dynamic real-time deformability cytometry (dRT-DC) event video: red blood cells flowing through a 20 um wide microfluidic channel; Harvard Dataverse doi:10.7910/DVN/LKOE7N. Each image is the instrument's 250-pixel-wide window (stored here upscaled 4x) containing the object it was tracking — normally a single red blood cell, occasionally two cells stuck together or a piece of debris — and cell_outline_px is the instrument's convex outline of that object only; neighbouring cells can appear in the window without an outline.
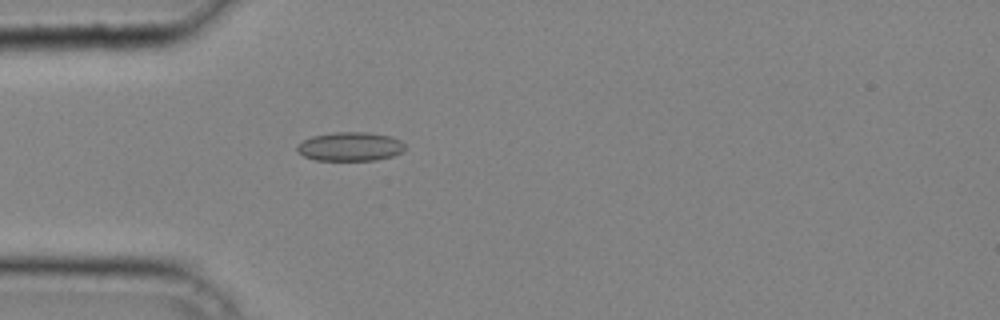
{"species": "common noctule bat (a hibernating species)", "species_latin": "Nyctalus noctula", "temperature_condition": "cold", "stored_images_in_passage": 30, "camera_frame_rate_fps": 3000, "um_per_image_px": 0.085, "animal": {"sex": "male", "body_mass_g": 20.4}, "frame": {"image": 1, "passage_image": 3, "time_ms": 0.667, "image_size_px": [1000, 320], "cell_outline_px": [[404, 148], [400, 152], [392, 156], [376, 160], [316, 160], [304, 156], [296, 148], [304, 140], [312, 136], [336, 132], [368, 132], [392, 136], [400, 140], [404, 144]], "centroid_in_image_um": [29.79, 12.45], "position_along_channel_um": 55.2, "area_um2": 17.98}}
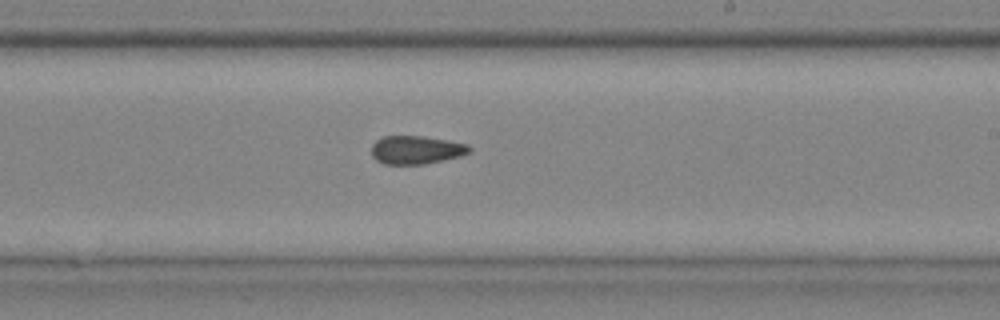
{"frame": {"image": 2, "passage_image": 16, "time_ms": 5.0, "image_size_px": [1000, 320], "cell_outline_px": [[472, 152], [460, 156], [444, 160], [424, 164], [384, 164], [376, 160], [372, 156], [372, 144], [376, 140], [384, 136], [424, 136], [448, 140], [468, 144], [472, 148]], "centroid_in_image_um": [35.4, 12.74], "position_along_channel_um": 253.6, "area_um2": 16.3}}
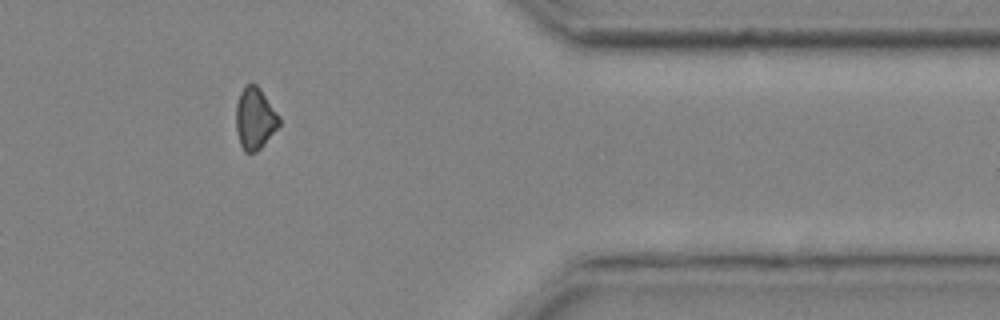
{"frame": {"image": 3, "passage_image": 26, "time_ms": 8.333, "image_size_px": [1000, 320], "cell_outline_px": [[280, 124], [264, 144], [256, 152], [244, 152], [240, 144], [236, 128], [236, 104], [240, 92], [244, 84], [256, 84], [260, 88], [280, 116]], "centroid_in_image_um": [21.66, 10.05], "position_along_channel_um": 389.7, "area_um2": 15.55}}